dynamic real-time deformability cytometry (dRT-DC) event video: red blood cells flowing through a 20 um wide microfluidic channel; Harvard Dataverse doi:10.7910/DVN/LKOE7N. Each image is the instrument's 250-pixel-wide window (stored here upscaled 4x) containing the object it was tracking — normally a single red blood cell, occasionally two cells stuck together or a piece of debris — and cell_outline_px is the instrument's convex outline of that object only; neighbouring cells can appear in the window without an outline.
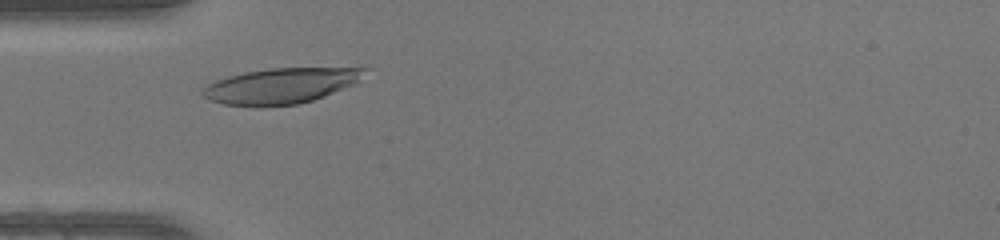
{"species": "human", "species_latin": "Homo sapiens", "temperature_condition": "warm", "stored_images_in_passage": 30, "camera_frame_rate_fps": 3000, "um_per_image_px": 0.085, "donor": {"sex": "female"}, "frame": {"image": 1, "passage_image": 6, "time_ms": 1.667, "image_size_px": [1000, 240], "cell_outline_px": [[368, 68], [356, 84], [324, 96], [312, 100], [296, 104], [260, 108], [256, 108], [224, 104], [208, 100], [200, 92], [208, 84], [216, 80], [228, 76], [244, 72], [272, 68]], "centroid_in_image_um": [23.83, 7.32], "position_along_channel_um": 61.2, "area_um2": 33.76}}
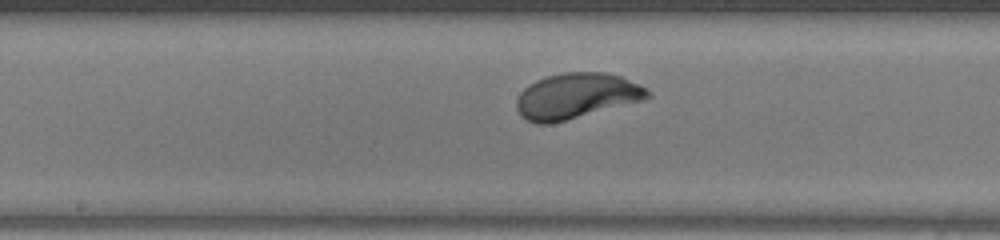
{"frame": {"image": 2, "passage_image": 16, "time_ms": 5.0, "image_size_px": [1000, 240], "cell_outline_px": [[652, 96], [644, 100], [552, 124], [536, 124], [520, 116], [516, 108], [516, 100], [520, 92], [528, 84], [536, 80], [548, 76], [564, 72], [604, 72], [620, 76], [640, 84], [652, 92]], "centroid_in_image_um": [48.99, 8.16], "position_along_channel_um": 199.2, "area_um2": 35.08}}
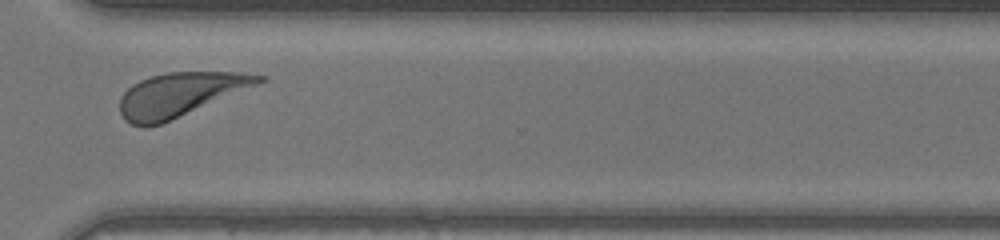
{"frame": {"image": 3, "passage_image": 27, "time_ms": 8.667, "image_size_px": [1000, 240], "cell_outline_px": [[268, 80], [160, 124], [148, 128], [144, 128], [132, 124], [124, 120], [120, 112], [120, 96], [132, 84], [140, 80], [152, 76], [168, 72], [240, 72], [268, 76]], "centroid_in_image_um": [15.28, 8.03], "position_along_channel_um": 355.3, "area_um2": 35.26}, "authors_computed_cell_mechanics": {"area_um2": 34.4777, "velocity_mm_per_s": 4.2378, "shape_relaxation_time_tau1_ms": 1.6588, "shape_relaxation_time_tau2_ms": null, "deformation_change_tau1": 0.172, "deformation_change_tau2": null}}